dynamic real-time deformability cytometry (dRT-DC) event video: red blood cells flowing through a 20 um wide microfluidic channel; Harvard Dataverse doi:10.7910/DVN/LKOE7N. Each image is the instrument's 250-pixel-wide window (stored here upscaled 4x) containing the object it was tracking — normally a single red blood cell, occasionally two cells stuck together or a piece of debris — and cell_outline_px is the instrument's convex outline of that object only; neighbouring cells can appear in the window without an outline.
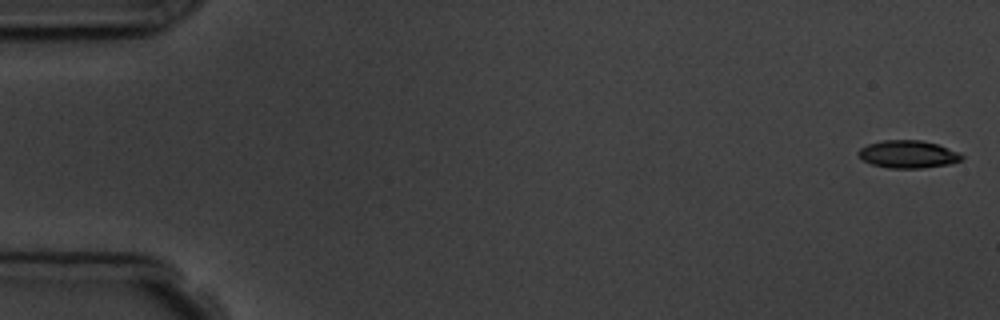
{"species": "common noctule bat (a hibernating species)", "species_latin": "Nyctalus noctula", "temperature_condition": "room temperature", "stored_images_in_passage": 4, "camera_frame_rate_fps": 3000, "um_per_image_px": 0.085, "animal": {"sex": "male", "body_mass_g": 19.5, "forearm_length_mm": 54.6}, "frame": {"image": 1, "passage_image": 1, "time_ms": 0.0, "image_size_px": [1000, 320], "cell_outline_px": [[964, 156], [960, 160], [948, 164], [924, 168], [888, 168], [872, 164], [864, 160], [856, 152], [860, 148], [868, 144], [884, 140], [920, 140], [936, 144], [960, 152]], "centroid_in_image_um": [77.18, 13.11], "position_along_channel_um": 7.8, "area_um2": 16.53}}